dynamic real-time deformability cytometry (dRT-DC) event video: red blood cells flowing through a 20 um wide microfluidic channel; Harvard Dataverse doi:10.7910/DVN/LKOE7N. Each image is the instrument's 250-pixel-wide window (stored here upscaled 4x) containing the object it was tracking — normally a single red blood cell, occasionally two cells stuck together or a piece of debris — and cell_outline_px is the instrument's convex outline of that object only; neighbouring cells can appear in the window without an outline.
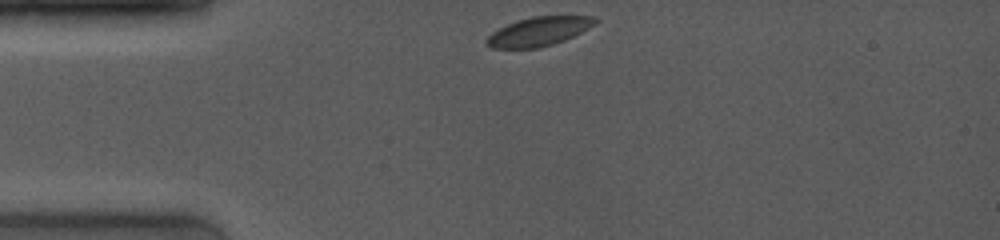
{"species": "common noctule bat (a hibernating species)", "species_latin": "Nyctalus noctula", "temperature_condition": "room temperature", "stored_images_in_passage": 12, "camera_frame_rate_fps": 4000, "um_per_image_px": 0.085, "animal": {"sex": "female", "body_mass_g": 19.0, "forearm_length_mm": 53.3}, "frame": {"image": 1, "passage_image": 1, "time_ms": 0.0, "image_size_px": [1000, 240], "cell_outline_px": [[600, 20], [596, 24], [564, 40], [552, 44], [536, 48], [492, 48], [484, 44], [484, 40], [492, 32], [516, 20], [532, 16], [596, 16]], "centroid_in_image_um": [45.78, 2.66], "position_along_channel_um": 39.2, "area_um2": 18.32}}
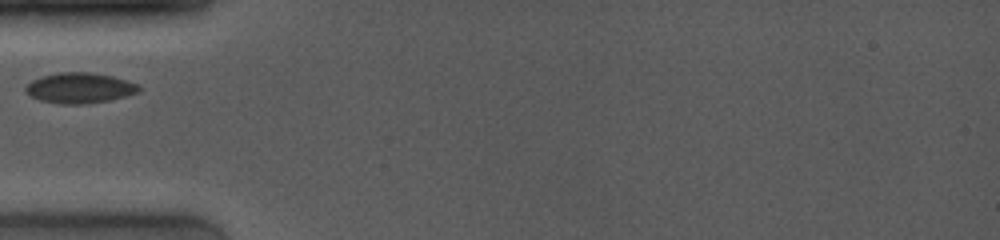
{"frame": {"image": 2, "passage_image": 3, "time_ms": 1.75, "image_size_px": [1000, 240], "cell_outline_px": [[140, 92], [108, 100], [88, 104], [60, 104], [40, 100], [24, 92], [24, 88], [32, 80], [40, 76], [56, 72], [88, 72], [112, 76], [136, 84], [140, 88]], "centroid_in_image_um": [6.72, 7.47], "position_along_channel_um": 78.3, "area_um2": 20.06}}
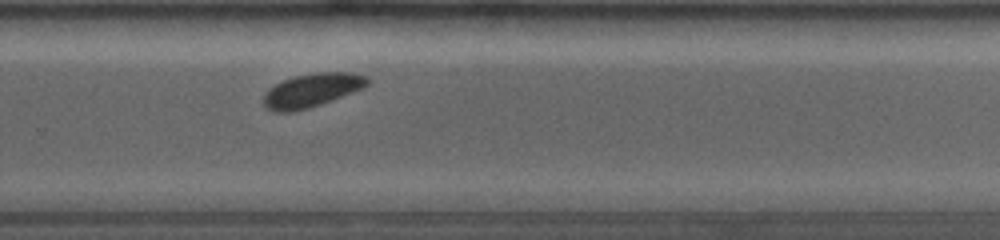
{"frame": {"image": 3, "passage_image": 12, "time_ms": 7.5, "image_size_px": [1000, 240], "cell_outline_px": [[372, 80], [368, 84], [352, 92], [332, 100], [308, 108], [292, 112], [276, 112], [268, 108], [264, 104], [264, 96], [268, 88], [292, 76], [312, 72], [352, 72], [368, 76]], "centroid_in_image_um": [26.52, 7.65], "position_along_channel_um": 303.3, "area_um2": 20.35}}